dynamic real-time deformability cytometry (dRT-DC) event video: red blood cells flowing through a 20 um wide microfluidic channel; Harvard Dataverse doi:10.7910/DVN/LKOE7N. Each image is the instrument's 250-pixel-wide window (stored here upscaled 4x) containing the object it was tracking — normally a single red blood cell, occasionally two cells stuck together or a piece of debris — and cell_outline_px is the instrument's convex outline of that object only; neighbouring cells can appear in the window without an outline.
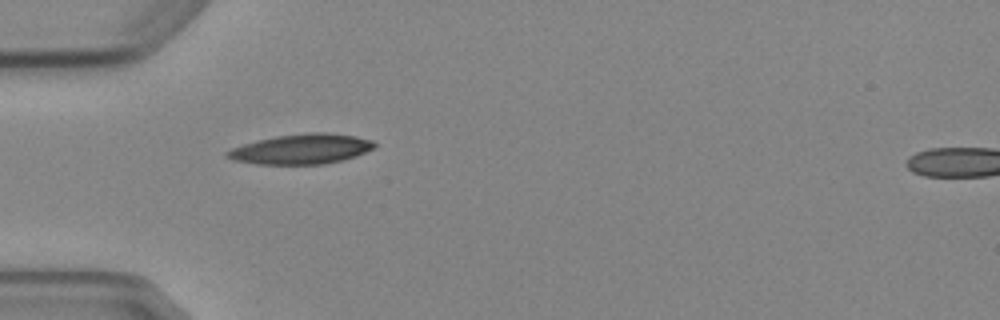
{"species": "Egyptian fruit bat (a non-hibernating species)", "species_latin": "Rousettus aegyptiacus", "temperature_condition": "cold", "stored_images_in_passage": 5, "segment_of_instrument_passage": [1, 2], "camera_frame_rate_fps": 3000, "um_per_image_px": 0.085, "animal": {"sex": "female"}, "frame": {"image": 1, "passage_image": 4, "time_ms": 4.333, "image_size_px": [1000, 320], "cell_outline_px": [[376, 148], [356, 156], [344, 160], [324, 164], [256, 164], [232, 160], [224, 156], [224, 152], [232, 148], [244, 144], [276, 136], [308, 132], [324, 132], [356, 136], [372, 140], [376, 144]], "centroid_in_image_um": [25.63, 12.67], "position_along_channel_um": 59.4, "area_um2": 25.89}}